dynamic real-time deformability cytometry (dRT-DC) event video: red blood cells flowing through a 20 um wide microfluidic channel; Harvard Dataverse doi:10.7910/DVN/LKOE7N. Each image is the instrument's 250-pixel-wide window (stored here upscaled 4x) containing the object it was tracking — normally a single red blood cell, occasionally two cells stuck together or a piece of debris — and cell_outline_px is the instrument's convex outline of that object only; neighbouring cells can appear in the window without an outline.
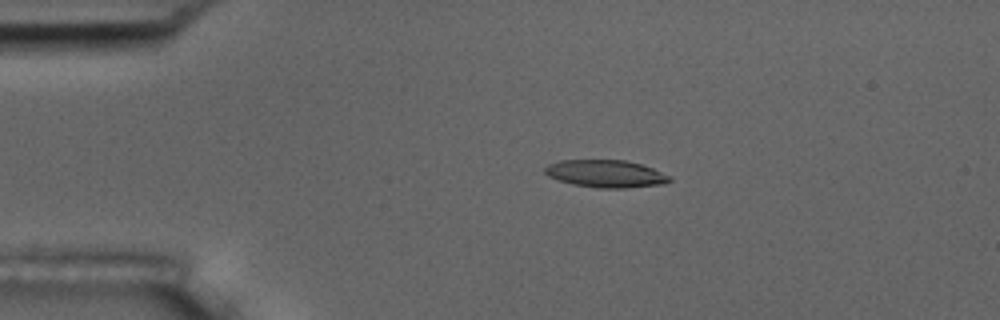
{"species": "common noctule bat (a hibernating species)", "species_latin": "Nyctalus noctula", "temperature_condition": "room temperature", "stored_images_in_passage": 56, "camera_frame_rate_fps": 3000, "um_per_image_px": 0.085, "animal": {"sex": "male", "body_mass_g": 17.5, "forearm_length_mm": 52.3}, "frame": {"image": 1, "passage_image": 12, "time_ms": 3.667, "image_size_px": [1000, 320], "cell_outline_px": [[672, 180], [664, 184], [628, 188], [596, 188], [572, 184], [556, 180], [548, 176], [544, 172], [544, 168], [548, 164], [560, 160], [624, 160], [640, 164], [652, 168], [668, 176]], "centroid_in_image_um": [51.44, 14.77], "position_along_channel_um": 33.6, "area_um2": 20.0}}
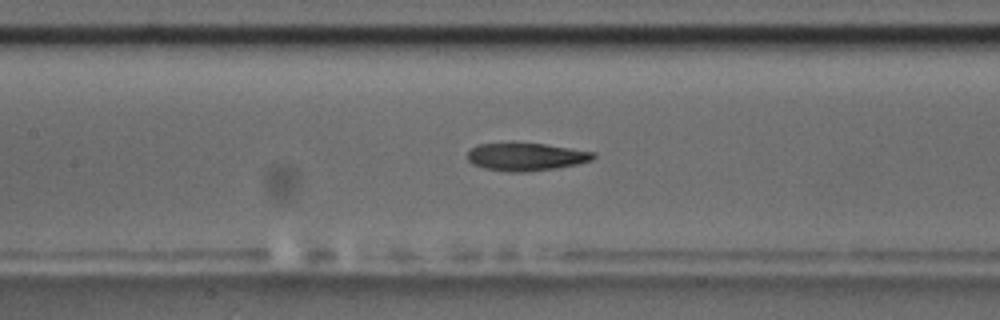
{"frame": {"image": 2, "passage_image": 26, "time_ms": 8.333, "image_size_px": [1000, 320], "cell_outline_px": [[596, 156], [592, 160], [576, 164], [556, 168], [524, 172], [512, 172], [484, 168], [472, 164], [468, 160], [468, 152], [476, 144], [508, 140], [516, 140], [544, 144], [596, 152]], "centroid_in_image_um": [44.66, 13.27], "position_along_channel_um": 162.7, "area_um2": 21.15}}
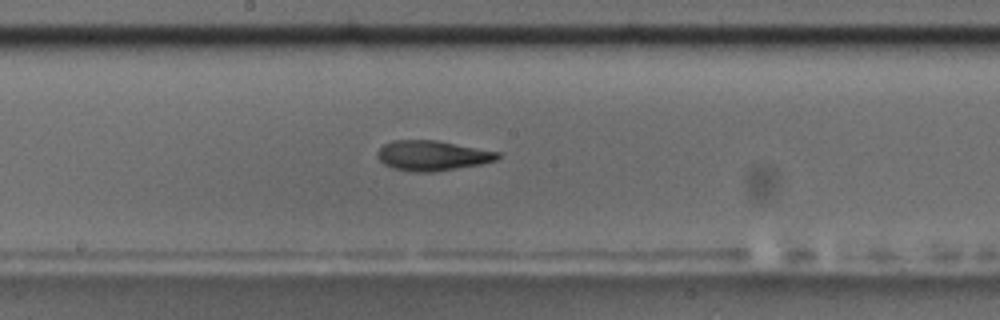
{"frame": {"image": 3, "passage_image": 30, "time_ms": 9.667, "image_size_px": [1000, 320], "cell_outline_px": [[500, 156], [496, 160], [480, 164], [432, 172], [416, 172], [392, 168], [384, 164], [376, 156], [376, 152], [384, 144], [392, 140], [436, 140], [500, 152]], "centroid_in_image_um": [36.71, 13.22], "position_along_channel_um": 211.5, "area_um2": 20.98}, "authors_computed_cell_mechanics": {"area_um2": 20.7791, "velocity_mm_per_s": 3.6868, "shape_relaxation_time_tau1_ms": 3.7425, "shape_relaxation_time_tau2_ms": 2.8282, "deformation_change_tau1": 0.1528, "deformation_change_tau2": 0.1106}}